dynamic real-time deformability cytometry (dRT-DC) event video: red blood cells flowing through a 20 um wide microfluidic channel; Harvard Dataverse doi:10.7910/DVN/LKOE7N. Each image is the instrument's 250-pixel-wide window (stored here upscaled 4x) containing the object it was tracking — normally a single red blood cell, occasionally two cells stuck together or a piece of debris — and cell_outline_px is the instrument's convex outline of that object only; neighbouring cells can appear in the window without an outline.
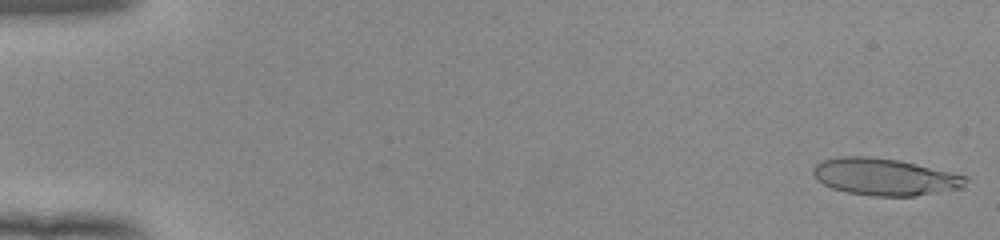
{"species": "human", "species_latin": "Homo sapiens", "temperature_condition": "room temperature", "stored_images_in_passage": 53, "camera_frame_rate_fps": 3000, "um_per_image_px": 0.085, "donor": {"sex": "female"}, "frame": {"image": 1, "passage_image": 1, "time_ms": 0.0, "image_size_px": [1000, 240], "cell_outline_px": [[968, 180], [964, 188], [916, 196], [872, 196], [848, 192], [832, 188], [816, 180], [812, 172], [812, 168], [816, 164], [824, 160], [840, 156], [868, 156], [900, 160], [952, 172], [968, 176]], "centroid_in_image_um": [75.23, 15.03], "position_along_channel_um": 9.8, "area_um2": 33.18}}
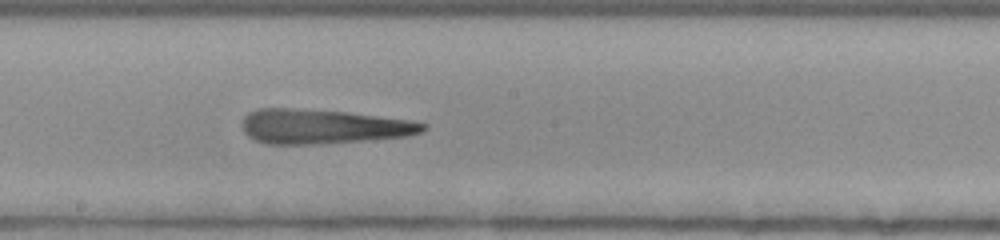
{"frame": {"image": 2, "passage_image": 30, "time_ms": 9.667, "image_size_px": [1000, 240], "cell_outline_px": [[428, 128], [420, 132], [408, 136], [312, 144], [264, 144], [248, 136], [244, 132], [244, 116], [248, 112], [256, 108], [288, 108], [344, 112], [408, 120], [428, 124]], "centroid_in_image_um": [27.41, 10.75], "position_along_channel_um": 220.8, "area_um2": 35.84}}
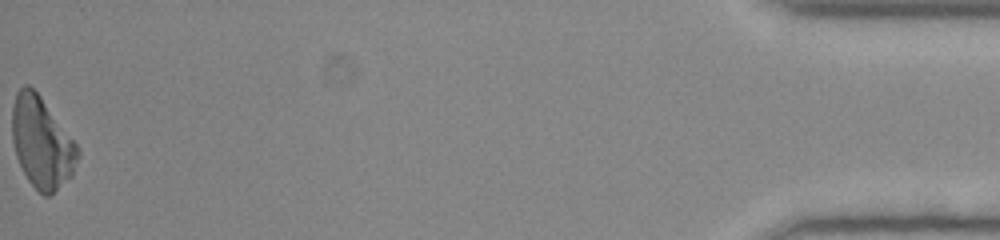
{"frame": {"image": 3, "passage_image": 53, "time_ms": 17.333, "image_size_px": [1000, 240], "cell_outline_px": [[80, 156], [72, 176], [48, 196], [44, 196], [28, 180], [16, 156], [12, 140], [12, 108], [16, 92], [24, 84], [28, 84], [40, 96], [76, 144], [80, 152]], "centroid_in_image_um": [3.54, 12.12], "position_along_channel_um": 431.7, "area_um2": 34.39}, "authors_computed_cell_mechanics": {"area_um2": 35.4314, "velocity_mm_per_s": 3.9373, "shape_relaxation_time_tau1_ms": null, "shape_relaxation_time_tau2_ms": 2.5941, "deformation_change_tau1": null, "deformation_change_tau2": 0.1976}}